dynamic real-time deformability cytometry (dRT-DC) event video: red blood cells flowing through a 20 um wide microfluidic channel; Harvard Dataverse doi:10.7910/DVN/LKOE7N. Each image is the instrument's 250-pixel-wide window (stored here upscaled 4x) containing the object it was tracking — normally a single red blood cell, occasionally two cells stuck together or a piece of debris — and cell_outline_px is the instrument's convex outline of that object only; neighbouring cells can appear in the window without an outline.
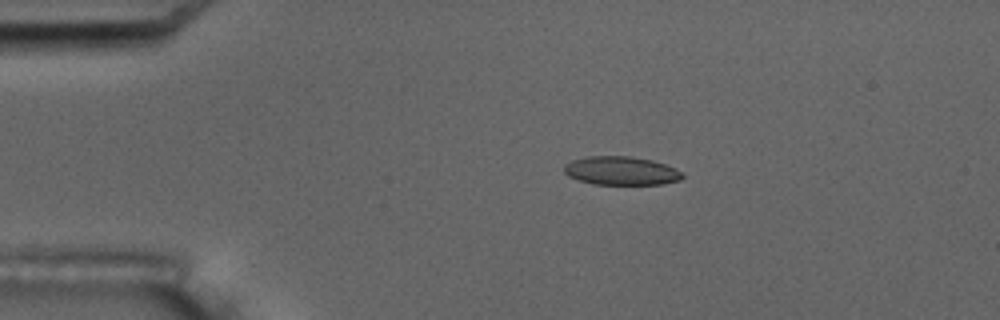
{"species": "common noctule bat (a hibernating species)", "species_latin": "Nyctalus noctula", "temperature_condition": "room temperature", "stored_images_in_passage": 15, "camera_frame_rate_fps": 3000, "um_per_image_px": 0.085, "animal": {"sex": "male", "body_mass_g": 17.5, "forearm_length_mm": 52.3}, "frame": {"image": 1, "passage_image": 3, "time_ms": 2.333, "image_size_px": [1000, 320], "cell_outline_px": [[684, 176], [680, 180], [660, 184], [592, 184], [568, 176], [564, 172], [564, 164], [572, 160], [588, 156], [632, 156], [652, 160], [676, 168]], "centroid_in_image_um": [52.78, 14.51], "position_along_channel_um": 32.2, "area_um2": 19.65}, "authors_computed_cell_mechanics": {"area_um2": 19.652, "velocity_mm_per_s": 3.4629, "shape_relaxation_time_tau1_ms": null, "shape_relaxation_time_tau2_ms": 2.0297, "deformation_change_tau1": null, "deformation_change_tau2": 0.0562}}